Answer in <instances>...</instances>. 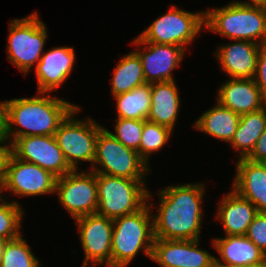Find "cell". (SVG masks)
<instances>
[{"label": "cell", "mask_w": 266, "mask_h": 267, "mask_svg": "<svg viewBox=\"0 0 266 267\" xmlns=\"http://www.w3.org/2000/svg\"><path fill=\"white\" fill-rule=\"evenodd\" d=\"M7 137H0V186L2 185L5 174H6V166L8 158L11 154V143L9 142L8 145L2 146L1 144H5L4 142L7 141Z\"/></svg>", "instance_id": "cell-34"}, {"label": "cell", "mask_w": 266, "mask_h": 267, "mask_svg": "<svg viewBox=\"0 0 266 267\" xmlns=\"http://www.w3.org/2000/svg\"><path fill=\"white\" fill-rule=\"evenodd\" d=\"M74 61L75 52L72 47H55L42 54L35 67L39 94H47L61 86L71 74Z\"/></svg>", "instance_id": "cell-16"}, {"label": "cell", "mask_w": 266, "mask_h": 267, "mask_svg": "<svg viewBox=\"0 0 266 267\" xmlns=\"http://www.w3.org/2000/svg\"><path fill=\"white\" fill-rule=\"evenodd\" d=\"M77 171L57 177L55 188L59 201L74 219L96 213L98 206L96 173Z\"/></svg>", "instance_id": "cell-10"}, {"label": "cell", "mask_w": 266, "mask_h": 267, "mask_svg": "<svg viewBox=\"0 0 266 267\" xmlns=\"http://www.w3.org/2000/svg\"><path fill=\"white\" fill-rule=\"evenodd\" d=\"M7 45L8 59L27 74L41 60L47 30L37 13L10 22Z\"/></svg>", "instance_id": "cell-7"}, {"label": "cell", "mask_w": 266, "mask_h": 267, "mask_svg": "<svg viewBox=\"0 0 266 267\" xmlns=\"http://www.w3.org/2000/svg\"><path fill=\"white\" fill-rule=\"evenodd\" d=\"M260 44L236 40L235 43L221 46L217 58L225 71L232 78H254L257 69Z\"/></svg>", "instance_id": "cell-19"}, {"label": "cell", "mask_w": 266, "mask_h": 267, "mask_svg": "<svg viewBox=\"0 0 266 267\" xmlns=\"http://www.w3.org/2000/svg\"><path fill=\"white\" fill-rule=\"evenodd\" d=\"M116 134L110 132L127 148L138 151L145 120L117 118Z\"/></svg>", "instance_id": "cell-30"}, {"label": "cell", "mask_w": 266, "mask_h": 267, "mask_svg": "<svg viewBox=\"0 0 266 267\" xmlns=\"http://www.w3.org/2000/svg\"><path fill=\"white\" fill-rule=\"evenodd\" d=\"M80 109L77 106L71 111L61 122L54 135L72 170H77L76 162L80 160L92 162V167H94L96 140L99 131L103 128L93 119H86L87 121L74 119L75 113L79 112Z\"/></svg>", "instance_id": "cell-8"}, {"label": "cell", "mask_w": 266, "mask_h": 267, "mask_svg": "<svg viewBox=\"0 0 266 267\" xmlns=\"http://www.w3.org/2000/svg\"><path fill=\"white\" fill-rule=\"evenodd\" d=\"M204 27V12L190 13L172 6L157 18L138 38L141 42L178 45L190 44Z\"/></svg>", "instance_id": "cell-9"}, {"label": "cell", "mask_w": 266, "mask_h": 267, "mask_svg": "<svg viewBox=\"0 0 266 267\" xmlns=\"http://www.w3.org/2000/svg\"><path fill=\"white\" fill-rule=\"evenodd\" d=\"M5 201L0 195V238L12 240L21 236L19 231L23 211L17 201Z\"/></svg>", "instance_id": "cell-29"}, {"label": "cell", "mask_w": 266, "mask_h": 267, "mask_svg": "<svg viewBox=\"0 0 266 267\" xmlns=\"http://www.w3.org/2000/svg\"><path fill=\"white\" fill-rule=\"evenodd\" d=\"M11 153L19 160L36 164L56 177L72 171L55 136L34 135L17 138L11 144Z\"/></svg>", "instance_id": "cell-12"}, {"label": "cell", "mask_w": 266, "mask_h": 267, "mask_svg": "<svg viewBox=\"0 0 266 267\" xmlns=\"http://www.w3.org/2000/svg\"><path fill=\"white\" fill-rule=\"evenodd\" d=\"M176 82L151 83V107L147 120L173 131L180 107Z\"/></svg>", "instance_id": "cell-21"}, {"label": "cell", "mask_w": 266, "mask_h": 267, "mask_svg": "<svg viewBox=\"0 0 266 267\" xmlns=\"http://www.w3.org/2000/svg\"><path fill=\"white\" fill-rule=\"evenodd\" d=\"M236 169L233 190L254 204L257 212L266 213V163L239 158Z\"/></svg>", "instance_id": "cell-18"}, {"label": "cell", "mask_w": 266, "mask_h": 267, "mask_svg": "<svg viewBox=\"0 0 266 267\" xmlns=\"http://www.w3.org/2000/svg\"><path fill=\"white\" fill-rule=\"evenodd\" d=\"M222 199L217 218L222 222L226 235H246L249 225L258 213L256 206L235 190Z\"/></svg>", "instance_id": "cell-20"}, {"label": "cell", "mask_w": 266, "mask_h": 267, "mask_svg": "<svg viewBox=\"0 0 266 267\" xmlns=\"http://www.w3.org/2000/svg\"><path fill=\"white\" fill-rule=\"evenodd\" d=\"M0 267H41L27 242L19 236L8 240L0 260Z\"/></svg>", "instance_id": "cell-27"}, {"label": "cell", "mask_w": 266, "mask_h": 267, "mask_svg": "<svg viewBox=\"0 0 266 267\" xmlns=\"http://www.w3.org/2000/svg\"><path fill=\"white\" fill-rule=\"evenodd\" d=\"M204 25L234 41L262 44L266 42V6L232 2L221 8L204 11Z\"/></svg>", "instance_id": "cell-3"}, {"label": "cell", "mask_w": 266, "mask_h": 267, "mask_svg": "<svg viewBox=\"0 0 266 267\" xmlns=\"http://www.w3.org/2000/svg\"><path fill=\"white\" fill-rule=\"evenodd\" d=\"M203 184L169 186L159 190L160 206L153 216L154 238L165 240L199 239L204 196Z\"/></svg>", "instance_id": "cell-1"}, {"label": "cell", "mask_w": 266, "mask_h": 267, "mask_svg": "<svg viewBox=\"0 0 266 267\" xmlns=\"http://www.w3.org/2000/svg\"><path fill=\"white\" fill-rule=\"evenodd\" d=\"M150 206L146 204L135 213L113 219L111 267H126L143 247L151 258L155 238Z\"/></svg>", "instance_id": "cell-4"}, {"label": "cell", "mask_w": 266, "mask_h": 267, "mask_svg": "<svg viewBox=\"0 0 266 267\" xmlns=\"http://www.w3.org/2000/svg\"><path fill=\"white\" fill-rule=\"evenodd\" d=\"M75 220L85 253L83 267H87L89 261L93 265L106 263L107 267H111L113 220L97 213Z\"/></svg>", "instance_id": "cell-13"}, {"label": "cell", "mask_w": 266, "mask_h": 267, "mask_svg": "<svg viewBox=\"0 0 266 267\" xmlns=\"http://www.w3.org/2000/svg\"><path fill=\"white\" fill-rule=\"evenodd\" d=\"M98 206L96 213L110 219L129 215L142 209L151 193L144 180L96 174Z\"/></svg>", "instance_id": "cell-5"}, {"label": "cell", "mask_w": 266, "mask_h": 267, "mask_svg": "<svg viewBox=\"0 0 266 267\" xmlns=\"http://www.w3.org/2000/svg\"><path fill=\"white\" fill-rule=\"evenodd\" d=\"M246 236L266 254V213L258 212L255 215Z\"/></svg>", "instance_id": "cell-31"}, {"label": "cell", "mask_w": 266, "mask_h": 267, "mask_svg": "<svg viewBox=\"0 0 266 267\" xmlns=\"http://www.w3.org/2000/svg\"><path fill=\"white\" fill-rule=\"evenodd\" d=\"M172 130L157 123L145 120L140 139L138 154L149 165L148 158L152 152L160 150L168 142Z\"/></svg>", "instance_id": "cell-28"}, {"label": "cell", "mask_w": 266, "mask_h": 267, "mask_svg": "<svg viewBox=\"0 0 266 267\" xmlns=\"http://www.w3.org/2000/svg\"><path fill=\"white\" fill-rule=\"evenodd\" d=\"M221 255L215 260L226 265L266 264V254L261 251L246 235H226L216 238L212 244Z\"/></svg>", "instance_id": "cell-22"}, {"label": "cell", "mask_w": 266, "mask_h": 267, "mask_svg": "<svg viewBox=\"0 0 266 267\" xmlns=\"http://www.w3.org/2000/svg\"><path fill=\"white\" fill-rule=\"evenodd\" d=\"M196 240L154 239L151 259L162 267H211L215 257Z\"/></svg>", "instance_id": "cell-14"}, {"label": "cell", "mask_w": 266, "mask_h": 267, "mask_svg": "<svg viewBox=\"0 0 266 267\" xmlns=\"http://www.w3.org/2000/svg\"><path fill=\"white\" fill-rule=\"evenodd\" d=\"M0 137H6L5 102H0Z\"/></svg>", "instance_id": "cell-35"}, {"label": "cell", "mask_w": 266, "mask_h": 267, "mask_svg": "<svg viewBox=\"0 0 266 267\" xmlns=\"http://www.w3.org/2000/svg\"><path fill=\"white\" fill-rule=\"evenodd\" d=\"M246 159L253 161V162L266 163V129L261 134V136L258 138L254 149L246 157Z\"/></svg>", "instance_id": "cell-33"}, {"label": "cell", "mask_w": 266, "mask_h": 267, "mask_svg": "<svg viewBox=\"0 0 266 267\" xmlns=\"http://www.w3.org/2000/svg\"><path fill=\"white\" fill-rule=\"evenodd\" d=\"M42 94L5 101L6 137L10 140L12 136L11 144L24 136H54L61 122L77 107L63 99L51 98L49 93ZM14 125L25 130H15Z\"/></svg>", "instance_id": "cell-2"}, {"label": "cell", "mask_w": 266, "mask_h": 267, "mask_svg": "<svg viewBox=\"0 0 266 267\" xmlns=\"http://www.w3.org/2000/svg\"><path fill=\"white\" fill-rule=\"evenodd\" d=\"M241 115L222 106L218 101L216 107L207 110L195 122L194 128L222 141L231 142L237 130Z\"/></svg>", "instance_id": "cell-23"}, {"label": "cell", "mask_w": 266, "mask_h": 267, "mask_svg": "<svg viewBox=\"0 0 266 267\" xmlns=\"http://www.w3.org/2000/svg\"><path fill=\"white\" fill-rule=\"evenodd\" d=\"M254 80L261 91L262 97L266 100V42L260 44Z\"/></svg>", "instance_id": "cell-32"}, {"label": "cell", "mask_w": 266, "mask_h": 267, "mask_svg": "<svg viewBox=\"0 0 266 267\" xmlns=\"http://www.w3.org/2000/svg\"><path fill=\"white\" fill-rule=\"evenodd\" d=\"M238 3L266 6V0H251V3H249V2L246 3V2H243V1H238Z\"/></svg>", "instance_id": "cell-37"}, {"label": "cell", "mask_w": 266, "mask_h": 267, "mask_svg": "<svg viewBox=\"0 0 266 267\" xmlns=\"http://www.w3.org/2000/svg\"><path fill=\"white\" fill-rule=\"evenodd\" d=\"M94 163L102 167H92L96 174L133 180L145 179L144 174L150 170L138 152L124 146L104 127L97 136Z\"/></svg>", "instance_id": "cell-6"}, {"label": "cell", "mask_w": 266, "mask_h": 267, "mask_svg": "<svg viewBox=\"0 0 266 267\" xmlns=\"http://www.w3.org/2000/svg\"><path fill=\"white\" fill-rule=\"evenodd\" d=\"M57 177L40 166L28 163L10 154L6 174L0 194L4 189L12 191L15 195L37 196L54 193Z\"/></svg>", "instance_id": "cell-11"}, {"label": "cell", "mask_w": 266, "mask_h": 267, "mask_svg": "<svg viewBox=\"0 0 266 267\" xmlns=\"http://www.w3.org/2000/svg\"><path fill=\"white\" fill-rule=\"evenodd\" d=\"M7 241H8L7 239L0 238V260H1L2 253L4 252V248H5Z\"/></svg>", "instance_id": "cell-38"}, {"label": "cell", "mask_w": 266, "mask_h": 267, "mask_svg": "<svg viewBox=\"0 0 266 267\" xmlns=\"http://www.w3.org/2000/svg\"><path fill=\"white\" fill-rule=\"evenodd\" d=\"M113 74L111 80L113 96L126 93L146 83L141 59L135 51L121 58Z\"/></svg>", "instance_id": "cell-25"}, {"label": "cell", "mask_w": 266, "mask_h": 267, "mask_svg": "<svg viewBox=\"0 0 266 267\" xmlns=\"http://www.w3.org/2000/svg\"><path fill=\"white\" fill-rule=\"evenodd\" d=\"M217 97L222 106L239 115L257 111L266 105L254 78H231L219 88Z\"/></svg>", "instance_id": "cell-17"}, {"label": "cell", "mask_w": 266, "mask_h": 267, "mask_svg": "<svg viewBox=\"0 0 266 267\" xmlns=\"http://www.w3.org/2000/svg\"><path fill=\"white\" fill-rule=\"evenodd\" d=\"M211 267H266V264L226 265V264L219 263L216 260H214Z\"/></svg>", "instance_id": "cell-36"}, {"label": "cell", "mask_w": 266, "mask_h": 267, "mask_svg": "<svg viewBox=\"0 0 266 267\" xmlns=\"http://www.w3.org/2000/svg\"><path fill=\"white\" fill-rule=\"evenodd\" d=\"M133 44L145 45L142 51H135L141 59L146 83L173 81L172 71L181 62L185 48L178 45L141 42L135 39Z\"/></svg>", "instance_id": "cell-15"}, {"label": "cell", "mask_w": 266, "mask_h": 267, "mask_svg": "<svg viewBox=\"0 0 266 267\" xmlns=\"http://www.w3.org/2000/svg\"><path fill=\"white\" fill-rule=\"evenodd\" d=\"M118 118L147 120L151 107V84L145 83L114 96Z\"/></svg>", "instance_id": "cell-26"}, {"label": "cell", "mask_w": 266, "mask_h": 267, "mask_svg": "<svg viewBox=\"0 0 266 267\" xmlns=\"http://www.w3.org/2000/svg\"><path fill=\"white\" fill-rule=\"evenodd\" d=\"M266 129V105L257 111L243 114L231 140L233 149H239L240 158H246Z\"/></svg>", "instance_id": "cell-24"}]
</instances>
